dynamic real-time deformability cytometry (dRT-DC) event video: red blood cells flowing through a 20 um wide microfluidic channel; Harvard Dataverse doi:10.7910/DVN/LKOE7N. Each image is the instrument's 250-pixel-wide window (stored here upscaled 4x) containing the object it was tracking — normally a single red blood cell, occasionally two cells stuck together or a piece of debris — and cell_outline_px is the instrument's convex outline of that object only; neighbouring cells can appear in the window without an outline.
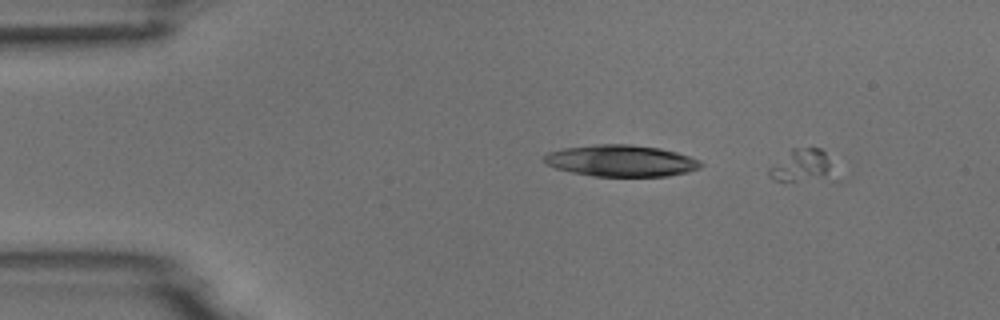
{"species": "common noctule bat (a hibernating species)", "species_latin": "Nyctalus noctula", "temperature_condition": "room temperature", "stored_images_in_passage": 4, "camera_frame_rate_fps": 3000, "um_per_image_px": 0.085, "animal": {"sex": "male", "body_mass_g": 18.8}, "frame": {"image": 1, "passage_image": 1, "time_ms": 0.0, "image_size_px": [1000, 320], "cell_outline_px": [[832, 160], [828, 168], [824, 172], [796, 180], [772, 180], [768, 176], [768, 168], [792, 148], [820, 148]], "centroid_in_image_um": [67.96, 13.97], "position_along_channel_um": 17.0, "area_um2": 10.92}}
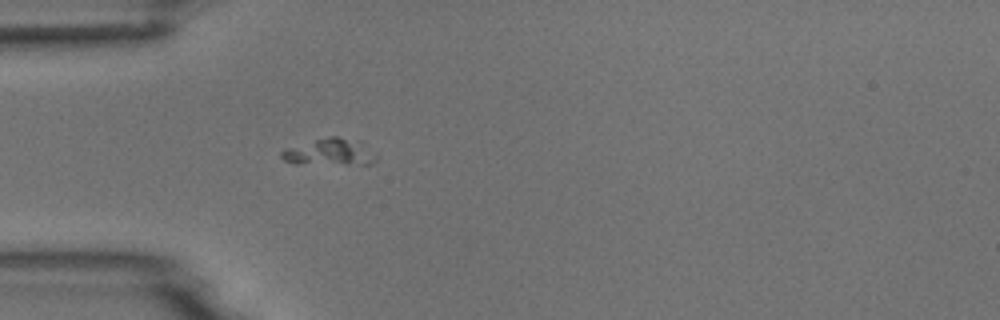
{"frame": {"image": 2, "passage_image": 4, "time_ms": 3.667, "image_size_px": [1000, 320], "cell_outline_px": [[376, 160], [372, 164], [296, 164], [284, 160], [280, 156], [280, 152], [288, 148], [328, 136], [340, 136], [364, 140]], "centroid_in_image_um": [28.06, 12.92], "position_along_channel_um": 56.9, "area_um2": 14.91}}